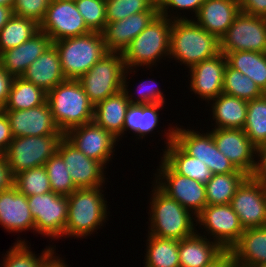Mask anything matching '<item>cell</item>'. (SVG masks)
I'll return each instance as SVG.
<instances>
[{
  "mask_svg": "<svg viewBox=\"0 0 266 267\" xmlns=\"http://www.w3.org/2000/svg\"><path fill=\"white\" fill-rule=\"evenodd\" d=\"M44 166L54 193L69 196L78 189L71 179L70 172L67 171L65 162L57 152L48 159Z\"/></svg>",
  "mask_w": 266,
  "mask_h": 267,
  "instance_id": "cell-41",
  "label": "cell"
},
{
  "mask_svg": "<svg viewBox=\"0 0 266 267\" xmlns=\"http://www.w3.org/2000/svg\"><path fill=\"white\" fill-rule=\"evenodd\" d=\"M230 206L244 229L266 226V186L252 176L237 189Z\"/></svg>",
  "mask_w": 266,
  "mask_h": 267,
  "instance_id": "cell-15",
  "label": "cell"
},
{
  "mask_svg": "<svg viewBox=\"0 0 266 267\" xmlns=\"http://www.w3.org/2000/svg\"><path fill=\"white\" fill-rule=\"evenodd\" d=\"M132 70L135 71V68L133 69H125L124 76H123V90L126 92L127 98L130 102V104H165V98L163 92H161V89L158 87V84H155V80H152L149 78V81L146 79V81L140 82L139 86H137L138 98H133L132 94L129 95L128 91V75L130 73L132 74ZM127 77V78H126ZM148 81V82H147ZM146 83L148 85H146ZM151 83V84H150ZM133 98V99H132Z\"/></svg>",
  "mask_w": 266,
  "mask_h": 267,
  "instance_id": "cell-43",
  "label": "cell"
},
{
  "mask_svg": "<svg viewBox=\"0 0 266 267\" xmlns=\"http://www.w3.org/2000/svg\"><path fill=\"white\" fill-rule=\"evenodd\" d=\"M243 130L257 148L266 142V93L259 98L248 101Z\"/></svg>",
  "mask_w": 266,
  "mask_h": 267,
  "instance_id": "cell-38",
  "label": "cell"
},
{
  "mask_svg": "<svg viewBox=\"0 0 266 267\" xmlns=\"http://www.w3.org/2000/svg\"><path fill=\"white\" fill-rule=\"evenodd\" d=\"M243 267H266V264H251V265H246Z\"/></svg>",
  "mask_w": 266,
  "mask_h": 267,
  "instance_id": "cell-56",
  "label": "cell"
},
{
  "mask_svg": "<svg viewBox=\"0 0 266 267\" xmlns=\"http://www.w3.org/2000/svg\"><path fill=\"white\" fill-rule=\"evenodd\" d=\"M14 176L4 155L0 156V192L13 186Z\"/></svg>",
  "mask_w": 266,
  "mask_h": 267,
  "instance_id": "cell-51",
  "label": "cell"
},
{
  "mask_svg": "<svg viewBox=\"0 0 266 267\" xmlns=\"http://www.w3.org/2000/svg\"><path fill=\"white\" fill-rule=\"evenodd\" d=\"M64 134L27 136L13 138L3 154L13 176L31 168L44 166L57 152Z\"/></svg>",
  "mask_w": 266,
  "mask_h": 267,
  "instance_id": "cell-8",
  "label": "cell"
},
{
  "mask_svg": "<svg viewBox=\"0 0 266 267\" xmlns=\"http://www.w3.org/2000/svg\"><path fill=\"white\" fill-rule=\"evenodd\" d=\"M223 93L246 101L265 94L252 79L228 64L224 72Z\"/></svg>",
  "mask_w": 266,
  "mask_h": 267,
  "instance_id": "cell-39",
  "label": "cell"
},
{
  "mask_svg": "<svg viewBox=\"0 0 266 267\" xmlns=\"http://www.w3.org/2000/svg\"><path fill=\"white\" fill-rule=\"evenodd\" d=\"M51 0H14L13 15L24 17L40 24Z\"/></svg>",
  "mask_w": 266,
  "mask_h": 267,
  "instance_id": "cell-45",
  "label": "cell"
},
{
  "mask_svg": "<svg viewBox=\"0 0 266 267\" xmlns=\"http://www.w3.org/2000/svg\"><path fill=\"white\" fill-rule=\"evenodd\" d=\"M130 102L124 90L94 105L93 122L115 138L123 136L125 115Z\"/></svg>",
  "mask_w": 266,
  "mask_h": 267,
  "instance_id": "cell-27",
  "label": "cell"
},
{
  "mask_svg": "<svg viewBox=\"0 0 266 267\" xmlns=\"http://www.w3.org/2000/svg\"><path fill=\"white\" fill-rule=\"evenodd\" d=\"M196 218L195 226H203L207 232L205 237L210 235L209 239L213 238L224 250H230L244 232L239 217L230 204L206 205Z\"/></svg>",
  "mask_w": 266,
  "mask_h": 267,
  "instance_id": "cell-13",
  "label": "cell"
},
{
  "mask_svg": "<svg viewBox=\"0 0 266 267\" xmlns=\"http://www.w3.org/2000/svg\"><path fill=\"white\" fill-rule=\"evenodd\" d=\"M212 117L216 129H243L247 116L248 101L221 93L211 100Z\"/></svg>",
  "mask_w": 266,
  "mask_h": 267,
  "instance_id": "cell-30",
  "label": "cell"
},
{
  "mask_svg": "<svg viewBox=\"0 0 266 267\" xmlns=\"http://www.w3.org/2000/svg\"><path fill=\"white\" fill-rule=\"evenodd\" d=\"M248 177L246 173L212 175L205 184L207 205L230 204L237 189Z\"/></svg>",
  "mask_w": 266,
  "mask_h": 267,
  "instance_id": "cell-36",
  "label": "cell"
},
{
  "mask_svg": "<svg viewBox=\"0 0 266 267\" xmlns=\"http://www.w3.org/2000/svg\"><path fill=\"white\" fill-rule=\"evenodd\" d=\"M57 153L65 162L67 171L70 172L71 179L77 188L103 186L106 181L104 175L106 167L97 160L87 157L64 136L59 142Z\"/></svg>",
  "mask_w": 266,
  "mask_h": 267,
  "instance_id": "cell-17",
  "label": "cell"
},
{
  "mask_svg": "<svg viewBox=\"0 0 266 267\" xmlns=\"http://www.w3.org/2000/svg\"><path fill=\"white\" fill-rule=\"evenodd\" d=\"M13 138L63 134L57 127L47 101L27 110H3Z\"/></svg>",
  "mask_w": 266,
  "mask_h": 267,
  "instance_id": "cell-19",
  "label": "cell"
},
{
  "mask_svg": "<svg viewBox=\"0 0 266 267\" xmlns=\"http://www.w3.org/2000/svg\"><path fill=\"white\" fill-rule=\"evenodd\" d=\"M171 28L172 20L158 14L122 53L125 68H151L163 57L169 58Z\"/></svg>",
  "mask_w": 266,
  "mask_h": 267,
  "instance_id": "cell-5",
  "label": "cell"
},
{
  "mask_svg": "<svg viewBox=\"0 0 266 267\" xmlns=\"http://www.w3.org/2000/svg\"><path fill=\"white\" fill-rule=\"evenodd\" d=\"M219 41L224 55L234 51L266 53V18L240 11Z\"/></svg>",
  "mask_w": 266,
  "mask_h": 267,
  "instance_id": "cell-12",
  "label": "cell"
},
{
  "mask_svg": "<svg viewBox=\"0 0 266 267\" xmlns=\"http://www.w3.org/2000/svg\"><path fill=\"white\" fill-rule=\"evenodd\" d=\"M107 23L144 11H158L157 0H106Z\"/></svg>",
  "mask_w": 266,
  "mask_h": 267,
  "instance_id": "cell-42",
  "label": "cell"
},
{
  "mask_svg": "<svg viewBox=\"0 0 266 267\" xmlns=\"http://www.w3.org/2000/svg\"><path fill=\"white\" fill-rule=\"evenodd\" d=\"M35 231L53 240L64 237L68 218L67 196L50 191L27 197Z\"/></svg>",
  "mask_w": 266,
  "mask_h": 267,
  "instance_id": "cell-11",
  "label": "cell"
},
{
  "mask_svg": "<svg viewBox=\"0 0 266 267\" xmlns=\"http://www.w3.org/2000/svg\"><path fill=\"white\" fill-rule=\"evenodd\" d=\"M158 14V11H144L107 23L102 31L106 51L123 53Z\"/></svg>",
  "mask_w": 266,
  "mask_h": 267,
  "instance_id": "cell-21",
  "label": "cell"
},
{
  "mask_svg": "<svg viewBox=\"0 0 266 267\" xmlns=\"http://www.w3.org/2000/svg\"><path fill=\"white\" fill-rule=\"evenodd\" d=\"M205 267H236L231 250H224L216 259Z\"/></svg>",
  "mask_w": 266,
  "mask_h": 267,
  "instance_id": "cell-52",
  "label": "cell"
},
{
  "mask_svg": "<svg viewBox=\"0 0 266 267\" xmlns=\"http://www.w3.org/2000/svg\"><path fill=\"white\" fill-rule=\"evenodd\" d=\"M164 104H130L125 115L123 135L125 131L131 130L138 139L145 138L159 124V109Z\"/></svg>",
  "mask_w": 266,
  "mask_h": 267,
  "instance_id": "cell-32",
  "label": "cell"
},
{
  "mask_svg": "<svg viewBox=\"0 0 266 267\" xmlns=\"http://www.w3.org/2000/svg\"><path fill=\"white\" fill-rule=\"evenodd\" d=\"M0 5L13 9L14 0H0Z\"/></svg>",
  "mask_w": 266,
  "mask_h": 267,
  "instance_id": "cell-55",
  "label": "cell"
},
{
  "mask_svg": "<svg viewBox=\"0 0 266 267\" xmlns=\"http://www.w3.org/2000/svg\"><path fill=\"white\" fill-rule=\"evenodd\" d=\"M0 225L10 233L35 232L27 197L14 186L0 192Z\"/></svg>",
  "mask_w": 266,
  "mask_h": 267,
  "instance_id": "cell-22",
  "label": "cell"
},
{
  "mask_svg": "<svg viewBox=\"0 0 266 267\" xmlns=\"http://www.w3.org/2000/svg\"><path fill=\"white\" fill-rule=\"evenodd\" d=\"M14 77L8 74L0 65V110H3Z\"/></svg>",
  "mask_w": 266,
  "mask_h": 267,
  "instance_id": "cell-50",
  "label": "cell"
},
{
  "mask_svg": "<svg viewBox=\"0 0 266 267\" xmlns=\"http://www.w3.org/2000/svg\"><path fill=\"white\" fill-rule=\"evenodd\" d=\"M257 160L252 177L266 186V142L257 148Z\"/></svg>",
  "mask_w": 266,
  "mask_h": 267,
  "instance_id": "cell-49",
  "label": "cell"
},
{
  "mask_svg": "<svg viewBox=\"0 0 266 267\" xmlns=\"http://www.w3.org/2000/svg\"><path fill=\"white\" fill-rule=\"evenodd\" d=\"M210 132L218 150L238 170L252 176L257 164V147L249 140L245 131L243 129L213 128Z\"/></svg>",
  "mask_w": 266,
  "mask_h": 267,
  "instance_id": "cell-16",
  "label": "cell"
},
{
  "mask_svg": "<svg viewBox=\"0 0 266 267\" xmlns=\"http://www.w3.org/2000/svg\"><path fill=\"white\" fill-rule=\"evenodd\" d=\"M12 140L13 136L8 118L5 112L0 110V153L2 155L6 152Z\"/></svg>",
  "mask_w": 266,
  "mask_h": 267,
  "instance_id": "cell-48",
  "label": "cell"
},
{
  "mask_svg": "<svg viewBox=\"0 0 266 267\" xmlns=\"http://www.w3.org/2000/svg\"><path fill=\"white\" fill-rule=\"evenodd\" d=\"M220 53V41L195 20L174 19L170 33L169 58L188 68ZM178 60V61H177Z\"/></svg>",
  "mask_w": 266,
  "mask_h": 267,
  "instance_id": "cell-1",
  "label": "cell"
},
{
  "mask_svg": "<svg viewBox=\"0 0 266 267\" xmlns=\"http://www.w3.org/2000/svg\"><path fill=\"white\" fill-rule=\"evenodd\" d=\"M66 79L78 80L107 53L102 32L65 38L53 42Z\"/></svg>",
  "mask_w": 266,
  "mask_h": 267,
  "instance_id": "cell-6",
  "label": "cell"
},
{
  "mask_svg": "<svg viewBox=\"0 0 266 267\" xmlns=\"http://www.w3.org/2000/svg\"><path fill=\"white\" fill-rule=\"evenodd\" d=\"M152 192L148 212L150 215L148 218L150 221L148 224L150 225L149 235L182 240L197 232L194 226L196 216L191 211L168 197L156 185L153 186Z\"/></svg>",
  "mask_w": 266,
  "mask_h": 267,
  "instance_id": "cell-4",
  "label": "cell"
},
{
  "mask_svg": "<svg viewBox=\"0 0 266 267\" xmlns=\"http://www.w3.org/2000/svg\"><path fill=\"white\" fill-rule=\"evenodd\" d=\"M64 137L87 157L97 160L105 167L112 160L111 156L114 155V147L118 142L110 132L94 122L74 127Z\"/></svg>",
  "mask_w": 266,
  "mask_h": 267,
  "instance_id": "cell-18",
  "label": "cell"
},
{
  "mask_svg": "<svg viewBox=\"0 0 266 267\" xmlns=\"http://www.w3.org/2000/svg\"><path fill=\"white\" fill-rule=\"evenodd\" d=\"M224 249L198 231L179 240L180 267H205L216 259Z\"/></svg>",
  "mask_w": 266,
  "mask_h": 267,
  "instance_id": "cell-28",
  "label": "cell"
},
{
  "mask_svg": "<svg viewBox=\"0 0 266 267\" xmlns=\"http://www.w3.org/2000/svg\"><path fill=\"white\" fill-rule=\"evenodd\" d=\"M13 186L26 197L52 191L45 166L19 172L14 176Z\"/></svg>",
  "mask_w": 266,
  "mask_h": 267,
  "instance_id": "cell-40",
  "label": "cell"
},
{
  "mask_svg": "<svg viewBox=\"0 0 266 267\" xmlns=\"http://www.w3.org/2000/svg\"><path fill=\"white\" fill-rule=\"evenodd\" d=\"M204 1L205 0H157L158 12L160 15L165 16L170 20L188 19L187 17H185V15L183 16H181L180 14L178 15L177 9L179 11L181 10H189L190 12L192 11L194 13L193 16H196ZM173 9L176 10L177 16ZM170 10L171 12L173 11L174 12L173 14L175 15L171 14Z\"/></svg>",
  "mask_w": 266,
  "mask_h": 267,
  "instance_id": "cell-46",
  "label": "cell"
},
{
  "mask_svg": "<svg viewBox=\"0 0 266 267\" xmlns=\"http://www.w3.org/2000/svg\"><path fill=\"white\" fill-rule=\"evenodd\" d=\"M125 69L122 53L107 52L78 80L95 105L123 90Z\"/></svg>",
  "mask_w": 266,
  "mask_h": 267,
  "instance_id": "cell-7",
  "label": "cell"
},
{
  "mask_svg": "<svg viewBox=\"0 0 266 267\" xmlns=\"http://www.w3.org/2000/svg\"><path fill=\"white\" fill-rule=\"evenodd\" d=\"M13 16V9L0 5V30Z\"/></svg>",
  "mask_w": 266,
  "mask_h": 267,
  "instance_id": "cell-53",
  "label": "cell"
},
{
  "mask_svg": "<svg viewBox=\"0 0 266 267\" xmlns=\"http://www.w3.org/2000/svg\"><path fill=\"white\" fill-rule=\"evenodd\" d=\"M53 44L51 38L39 31L23 44L0 54L1 67L13 77H21L26 69Z\"/></svg>",
  "mask_w": 266,
  "mask_h": 267,
  "instance_id": "cell-23",
  "label": "cell"
},
{
  "mask_svg": "<svg viewBox=\"0 0 266 267\" xmlns=\"http://www.w3.org/2000/svg\"><path fill=\"white\" fill-rule=\"evenodd\" d=\"M239 12V0H205L193 20L220 40Z\"/></svg>",
  "mask_w": 266,
  "mask_h": 267,
  "instance_id": "cell-24",
  "label": "cell"
},
{
  "mask_svg": "<svg viewBox=\"0 0 266 267\" xmlns=\"http://www.w3.org/2000/svg\"><path fill=\"white\" fill-rule=\"evenodd\" d=\"M25 81L34 83L45 92L52 90L66 78L63 74L58 50L52 44L26 69L21 76Z\"/></svg>",
  "mask_w": 266,
  "mask_h": 267,
  "instance_id": "cell-26",
  "label": "cell"
},
{
  "mask_svg": "<svg viewBox=\"0 0 266 267\" xmlns=\"http://www.w3.org/2000/svg\"><path fill=\"white\" fill-rule=\"evenodd\" d=\"M160 159L153 185L197 216L207 205L205 184L176 173Z\"/></svg>",
  "mask_w": 266,
  "mask_h": 267,
  "instance_id": "cell-9",
  "label": "cell"
},
{
  "mask_svg": "<svg viewBox=\"0 0 266 267\" xmlns=\"http://www.w3.org/2000/svg\"><path fill=\"white\" fill-rule=\"evenodd\" d=\"M227 64L252 79L266 93V53L234 51L225 54Z\"/></svg>",
  "mask_w": 266,
  "mask_h": 267,
  "instance_id": "cell-31",
  "label": "cell"
},
{
  "mask_svg": "<svg viewBox=\"0 0 266 267\" xmlns=\"http://www.w3.org/2000/svg\"><path fill=\"white\" fill-rule=\"evenodd\" d=\"M102 189L103 186L78 188L67 196L68 218L64 231L65 238H84L104 225L108 218V206Z\"/></svg>",
  "mask_w": 266,
  "mask_h": 267,
  "instance_id": "cell-3",
  "label": "cell"
},
{
  "mask_svg": "<svg viewBox=\"0 0 266 267\" xmlns=\"http://www.w3.org/2000/svg\"><path fill=\"white\" fill-rule=\"evenodd\" d=\"M39 30L46 33L52 42L91 32L74 0H51Z\"/></svg>",
  "mask_w": 266,
  "mask_h": 267,
  "instance_id": "cell-14",
  "label": "cell"
},
{
  "mask_svg": "<svg viewBox=\"0 0 266 267\" xmlns=\"http://www.w3.org/2000/svg\"><path fill=\"white\" fill-rule=\"evenodd\" d=\"M47 92L22 77H14L3 110H27L46 102Z\"/></svg>",
  "mask_w": 266,
  "mask_h": 267,
  "instance_id": "cell-33",
  "label": "cell"
},
{
  "mask_svg": "<svg viewBox=\"0 0 266 267\" xmlns=\"http://www.w3.org/2000/svg\"><path fill=\"white\" fill-rule=\"evenodd\" d=\"M202 133V134H201ZM192 129L175 127L174 142L189 156L200 159L210 169L212 175L244 173L217 148L211 132L203 133Z\"/></svg>",
  "mask_w": 266,
  "mask_h": 267,
  "instance_id": "cell-10",
  "label": "cell"
},
{
  "mask_svg": "<svg viewBox=\"0 0 266 267\" xmlns=\"http://www.w3.org/2000/svg\"><path fill=\"white\" fill-rule=\"evenodd\" d=\"M79 13L91 31L102 32L107 24L106 0H74Z\"/></svg>",
  "mask_w": 266,
  "mask_h": 267,
  "instance_id": "cell-44",
  "label": "cell"
},
{
  "mask_svg": "<svg viewBox=\"0 0 266 267\" xmlns=\"http://www.w3.org/2000/svg\"><path fill=\"white\" fill-rule=\"evenodd\" d=\"M226 66L227 59L220 52L216 56L189 68L190 91H193L202 100L208 101L209 104L211 100L223 93Z\"/></svg>",
  "mask_w": 266,
  "mask_h": 267,
  "instance_id": "cell-20",
  "label": "cell"
},
{
  "mask_svg": "<svg viewBox=\"0 0 266 267\" xmlns=\"http://www.w3.org/2000/svg\"><path fill=\"white\" fill-rule=\"evenodd\" d=\"M25 239L17 240L14 245L6 251L1 267H48L58 256H55V248L46 247L38 257L26 245Z\"/></svg>",
  "mask_w": 266,
  "mask_h": 267,
  "instance_id": "cell-34",
  "label": "cell"
},
{
  "mask_svg": "<svg viewBox=\"0 0 266 267\" xmlns=\"http://www.w3.org/2000/svg\"><path fill=\"white\" fill-rule=\"evenodd\" d=\"M230 250L236 267L266 264V226L244 229L239 241Z\"/></svg>",
  "mask_w": 266,
  "mask_h": 267,
  "instance_id": "cell-29",
  "label": "cell"
},
{
  "mask_svg": "<svg viewBox=\"0 0 266 267\" xmlns=\"http://www.w3.org/2000/svg\"><path fill=\"white\" fill-rule=\"evenodd\" d=\"M59 130H68L93 122L94 104L79 80L65 79L47 92L46 99Z\"/></svg>",
  "mask_w": 266,
  "mask_h": 267,
  "instance_id": "cell-2",
  "label": "cell"
},
{
  "mask_svg": "<svg viewBox=\"0 0 266 267\" xmlns=\"http://www.w3.org/2000/svg\"><path fill=\"white\" fill-rule=\"evenodd\" d=\"M64 261L58 256L48 267H68Z\"/></svg>",
  "mask_w": 266,
  "mask_h": 267,
  "instance_id": "cell-54",
  "label": "cell"
},
{
  "mask_svg": "<svg viewBox=\"0 0 266 267\" xmlns=\"http://www.w3.org/2000/svg\"><path fill=\"white\" fill-rule=\"evenodd\" d=\"M146 246L144 267H180L179 240L148 234Z\"/></svg>",
  "mask_w": 266,
  "mask_h": 267,
  "instance_id": "cell-35",
  "label": "cell"
},
{
  "mask_svg": "<svg viewBox=\"0 0 266 267\" xmlns=\"http://www.w3.org/2000/svg\"><path fill=\"white\" fill-rule=\"evenodd\" d=\"M39 31L35 21L13 15L0 30V54L23 44Z\"/></svg>",
  "mask_w": 266,
  "mask_h": 267,
  "instance_id": "cell-37",
  "label": "cell"
},
{
  "mask_svg": "<svg viewBox=\"0 0 266 267\" xmlns=\"http://www.w3.org/2000/svg\"><path fill=\"white\" fill-rule=\"evenodd\" d=\"M240 11L266 18V0H239Z\"/></svg>",
  "mask_w": 266,
  "mask_h": 267,
  "instance_id": "cell-47",
  "label": "cell"
},
{
  "mask_svg": "<svg viewBox=\"0 0 266 267\" xmlns=\"http://www.w3.org/2000/svg\"><path fill=\"white\" fill-rule=\"evenodd\" d=\"M174 127H171L163 136L166 137V146L161 157L176 173L187 178L196 180L197 182L206 184L212 177V173L208 166L200 161V159L186 154L174 142Z\"/></svg>",
  "mask_w": 266,
  "mask_h": 267,
  "instance_id": "cell-25",
  "label": "cell"
}]
</instances>
